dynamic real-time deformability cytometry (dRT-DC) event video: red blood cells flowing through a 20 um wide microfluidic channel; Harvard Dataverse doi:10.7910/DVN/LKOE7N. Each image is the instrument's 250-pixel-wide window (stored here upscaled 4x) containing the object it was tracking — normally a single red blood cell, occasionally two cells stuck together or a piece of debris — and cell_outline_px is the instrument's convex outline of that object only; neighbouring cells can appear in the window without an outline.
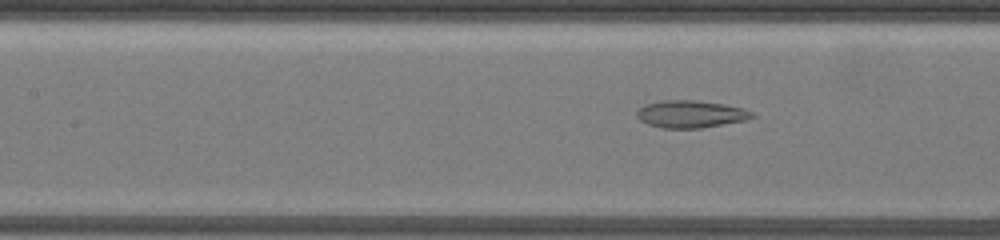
{"species": "common noctule bat (a hibernating species)", "species_latin": "Nyctalus noctula", "temperature_condition": "warm", "stored_images_in_passage": 64, "camera_frame_rate_fps": 3000, "um_per_image_px": 0.085, "animal": {"sex": "female", "body_mass_g": 19.5, "forearm_length_mm": 54.1}, "frame": {"image": 1, "passage_image": 23, "time_ms": 3.0, "image_size_px": [1000, 240], "cell_outline_px": [[756, 116], [748, 120], [700, 128], [660, 128], [648, 124], [640, 120], [636, 116], [636, 112], [644, 104], [660, 100], [696, 100], [724, 104], [744, 108], [752, 112]], "centroid_in_image_um": [58.71, 9.69], "position_along_channel_um": 148.7, "area_um2": 18.55}}
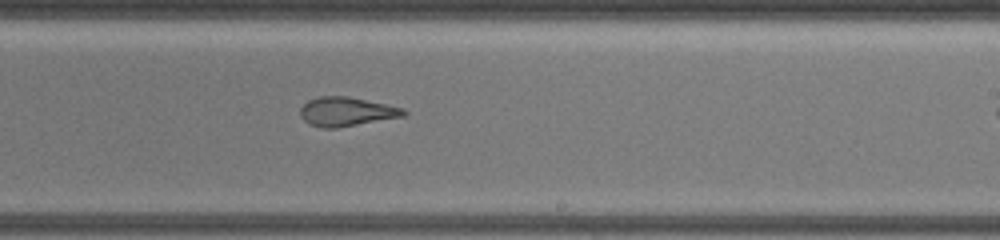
{"frame": {"image": 2, "passage_image": 46, "time_ms": 6.0, "image_size_px": [1000, 240], "cell_outline_px": [[408, 112], [404, 116], [336, 128], [320, 128], [308, 124], [300, 116], [300, 108], [308, 100], [320, 96], [348, 96], [388, 104], [404, 108]], "centroid_in_image_um": [29.44, 9.48], "position_along_channel_um": 259.6, "area_um2": 17.63}}
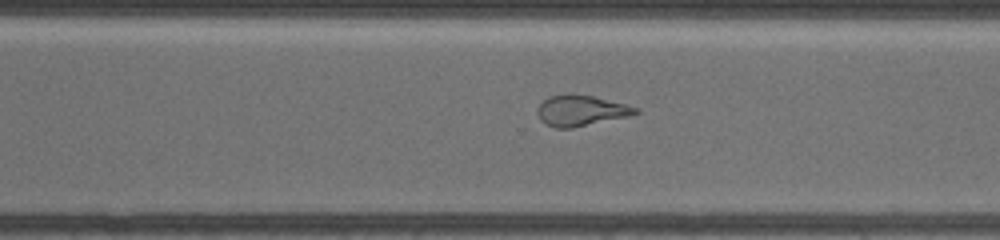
{"frame": {"image": 3, "passage_image": 58, "time_ms": 7.667, "image_size_px": [1000, 240], "cell_outline_px": [[640, 112], [632, 116], [572, 128], [556, 128], [544, 124], [540, 120], [536, 112], [536, 108], [548, 96], [592, 96], [640, 108]], "centroid_in_image_um": [49.4, 9.44], "position_along_channel_um": 321.2, "area_um2": 17.34}}